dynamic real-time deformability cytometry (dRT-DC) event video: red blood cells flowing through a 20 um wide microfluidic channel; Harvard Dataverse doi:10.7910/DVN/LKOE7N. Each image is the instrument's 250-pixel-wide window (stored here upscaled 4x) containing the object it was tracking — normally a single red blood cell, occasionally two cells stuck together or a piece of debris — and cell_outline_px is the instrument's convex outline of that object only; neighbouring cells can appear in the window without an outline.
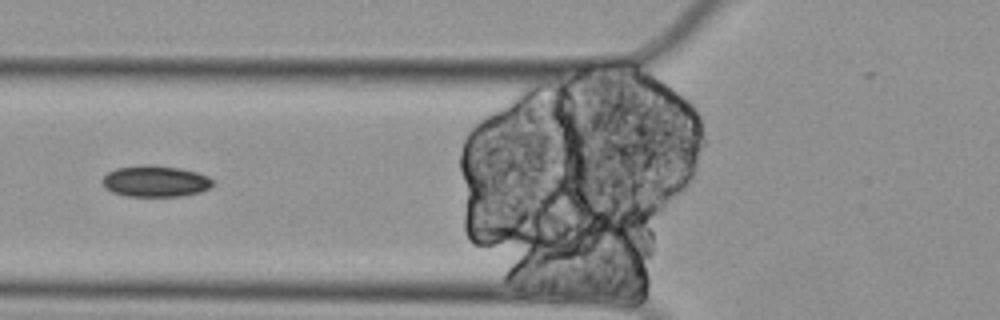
{"species": "Egyptian fruit bat (a non-hibernating species)", "species_latin": "Rousettus aegyptiacus", "temperature_condition": "cold", "stored_images_in_passage": 9, "segment_of_instrument_passage": [2, 2], "camera_frame_rate_fps": 3000, "um_per_image_px": 0.085, "animal": {"sex": "female"}, "frame": {"image": 1, "passage_image": 5, "time_ms": 1.333, "image_size_px": [1000, 320], "cell_outline_px": [[212, 184], [208, 188], [200, 192], [180, 196], [128, 196], [112, 192], [104, 188], [100, 180], [108, 172], [116, 168], [144, 164], [152, 164], [180, 168], [196, 172], [208, 176], [212, 180]], "centroid_in_image_um": [13.15, 15.39], "position_along_channel_um": 112.6, "area_um2": 20.23}}
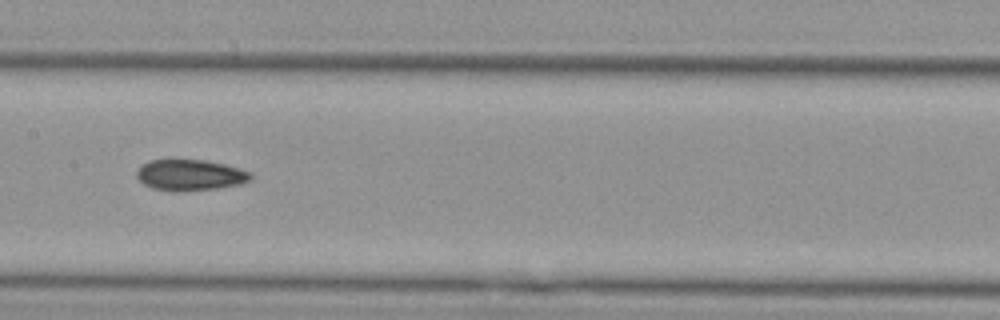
{"frame": {"image": 2, "passage_image": 7, "time_ms": 2.0, "image_size_px": [1000, 320], "cell_outline_px": [[252, 176], [248, 180], [240, 184], [216, 188], [152, 188], [144, 184], [136, 176], [136, 172], [140, 164], [148, 160], [168, 156], [172, 156], [204, 160], [224, 164], [240, 168], [252, 172]], "centroid_in_image_um": [16.1, 14.76], "position_along_channel_um": 191.3, "area_um2": 20.58}}
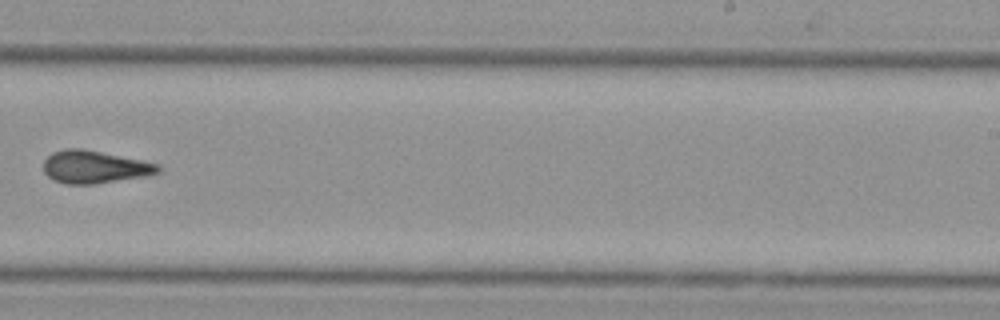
{"frame": {"image": 3, "passage_image": 9, "time_ms": 2.667, "image_size_px": [1000, 320], "cell_outline_px": [[160, 172], [140, 176], [92, 184], [64, 184], [48, 176], [44, 172], [44, 160], [52, 152], [64, 148], [84, 148], [160, 164]], "centroid_in_image_um": [7.99, 14.17], "position_along_channel_um": 281.0, "area_um2": 21.56}}